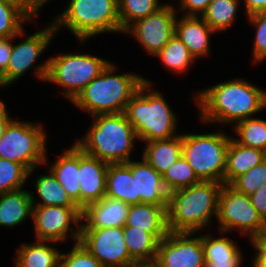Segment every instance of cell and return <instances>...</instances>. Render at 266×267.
Instances as JSON below:
<instances>
[{
  "label": "cell",
  "instance_id": "60d3db41",
  "mask_svg": "<svg viewBox=\"0 0 266 267\" xmlns=\"http://www.w3.org/2000/svg\"><path fill=\"white\" fill-rule=\"evenodd\" d=\"M24 29L15 37L0 38V75L7 69L13 47V40L18 36L24 38ZM15 38V39H14ZM0 88L1 82H0Z\"/></svg>",
  "mask_w": 266,
  "mask_h": 267
},
{
  "label": "cell",
  "instance_id": "f546056e",
  "mask_svg": "<svg viewBox=\"0 0 266 267\" xmlns=\"http://www.w3.org/2000/svg\"><path fill=\"white\" fill-rule=\"evenodd\" d=\"M154 57L161 59L168 70H173L178 74L185 73L191 67L190 65H193V62L196 61L188 48L175 34Z\"/></svg>",
  "mask_w": 266,
  "mask_h": 267
},
{
  "label": "cell",
  "instance_id": "ab89813d",
  "mask_svg": "<svg viewBox=\"0 0 266 267\" xmlns=\"http://www.w3.org/2000/svg\"><path fill=\"white\" fill-rule=\"evenodd\" d=\"M212 0H178L177 13L182 11L184 16H202Z\"/></svg>",
  "mask_w": 266,
  "mask_h": 267
},
{
  "label": "cell",
  "instance_id": "d4e9b609",
  "mask_svg": "<svg viewBox=\"0 0 266 267\" xmlns=\"http://www.w3.org/2000/svg\"><path fill=\"white\" fill-rule=\"evenodd\" d=\"M142 157L161 175L182 156V135L146 142Z\"/></svg>",
  "mask_w": 266,
  "mask_h": 267
},
{
  "label": "cell",
  "instance_id": "c3c4849f",
  "mask_svg": "<svg viewBox=\"0 0 266 267\" xmlns=\"http://www.w3.org/2000/svg\"><path fill=\"white\" fill-rule=\"evenodd\" d=\"M256 240L266 249V228L261 232Z\"/></svg>",
  "mask_w": 266,
  "mask_h": 267
},
{
  "label": "cell",
  "instance_id": "e575fe53",
  "mask_svg": "<svg viewBox=\"0 0 266 267\" xmlns=\"http://www.w3.org/2000/svg\"><path fill=\"white\" fill-rule=\"evenodd\" d=\"M29 171L20 163L0 158V194L22 189Z\"/></svg>",
  "mask_w": 266,
  "mask_h": 267
},
{
  "label": "cell",
  "instance_id": "4316f807",
  "mask_svg": "<svg viewBox=\"0 0 266 267\" xmlns=\"http://www.w3.org/2000/svg\"><path fill=\"white\" fill-rule=\"evenodd\" d=\"M123 234L129 255L136 263L155 262L160 241L153 234L132 226H124Z\"/></svg>",
  "mask_w": 266,
  "mask_h": 267
},
{
  "label": "cell",
  "instance_id": "8d00e7d4",
  "mask_svg": "<svg viewBox=\"0 0 266 267\" xmlns=\"http://www.w3.org/2000/svg\"><path fill=\"white\" fill-rule=\"evenodd\" d=\"M266 182V159L237 177L230 186L237 192L251 195Z\"/></svg>",
  "mask_w": 266,
  "mask_h": 267
},
{
  "label": "cell",
  "instance_id": "277c9868",
  "mask_svg": "<svg viewBox=\"0 0 266 267\" xmlns=\"http://www.w3.org/2000/svg\"><path fill=\"white\" fill-rule=\"evenodd\" d=\"M151 88V81L144 78V82L131 97L124 111L138 140L144 141V144L179 135L176 134L178 119L175 112L162 93Z\"/></svg>",
  "mask_w": 266,
  "mask_h": 267
},
{
  "label": "cell",
  "instance_id": "2e32d148",
  "mask_svg": "<svg viewBox=\"0 0 266 267\" xmlns=\"http://www.w3.org/2000/svg\"><path fill=\"white\" fill-rule=\"evenodd\" d=\"M109 163L83 152L79 148L80 209L100 201L106 194Z\"/></svg>",
  "mask_w": 266,
  "mask_h": 267
},
{
  "label": "cell",
  "instance_id": "5bb4252c",
  "mask_svg": "<svg viewBox=\"0 0 266 267\" xmlns=\"http://www.w3.org/2000/svg\"><path fill=\"white\" fill-rule=\"evenodd\" d=\"M195 232H172L158 245L155 263L159 267H205L201 235Z\"/></svg>",
  "mask_w": 266,
  "mask_h": 267
},
{
  "label": "cell",
  "instance_id": "e0dca14e",
  "mask_svg": "<svg viewBox=\"0 0 266 267\" xmlns=\"http://www.w3.org/2000/svg\"><path fill=\"white\" fill-rule=\"evenodd\" d=\"M130 204L119 199L103 197L100 201L87 204L81 210V229L124 227Z\"/></svg>",
  "mask_w": 266,
  "mask_h": 267
},
{
  "label": "cell",
  "instance_id": "8fae6325",
  "mask_svg": "<svg viewBox=\"0 0 266 267\" xmlns=\"http://www.w3.org/2000/svg\"><path fill=\"white\" fill-rule=\"evenodd\" d=\"M32 222L38 241L58 243L70 236L75 243L79 242L81 209L78 206H33Z\"/></svg>",
  "mask_w": 266,
  "mask_h": 267
},
{
  "label": "cell",
  "instance_id": "ac0fdd59",
  "mask_svg": "<svg viewBox=\"0 0 266 267\" xmlns=\"http://www.w3.org/2000/svg\"><path fill=\"white\" fill-rule=\"evenodd\" d=\"M141 159V161L131 160V173L133 179L136 180L140 203L168 206L169 192L163 184L162 175L143 157Z\"/></svg>",
  "mask_w": 266,
  "mask_h": 267
},
{
  "label": "cell",
  "instance_id": "ffe728a7",
  "mask_svg": "<svg viewBox=\"0 0 266 267\" xmlns=\"http://www.w3.org/2000/svg\"><path fill=\"white\" fill-rule=\"evenodd\" d=\"M125 226L143 229L153 234L159 241L168 233L167 206L140 203L130 205Z\"/></svg>",
  "mask_w": 266,
  "mask_h": 267
},
{
  "label": "cell",
  "instance_id": "7402d4cb",
  "mask_svg": "<svg viewBox=\"0 0 266 267\" xmlns=\"http://www.w3.org/2000/svg\"><path fill=\"white\" fill-rule=\"evenodd\" d=\"M106 197L119 199L127 204H140L136 180L131 173V160L127 163H110L107 170Z\"/></svg>",
  "mask_w": 266,
  "mask_h": 267
},
{
  "label": "cell",
  "instance_id": "1f68e13d",
  "mask_svg": "<svg viewBox=\"0 0 266 267\" xmlns=\"http://www.w3.org/2000/svg\"><path fill=\"white\" fill-rule=\"evenodd\" d=\"M162 179L169 193L200 182L192 166L183 156L164 172Z\"/></svg>",
  "mask_w": 266,
  "mask_h": 267
},
{
  "label": "cell",
  "instance_id": "d590c367",
  "mask_svg": "<svg viewBox=\"0 0 266 267\" xmlns=\"http://www.w3.org/2000/svg\"><path fill=\"white\" fill-rule=\"evenodd\" d=\"M201 241L205 259L234 258L241 251L235 241L227 236L223 237L222 234L219 238L203 234Z\"/></svg>",
  "mask_w": 266,
  "mask_h": 267
},
{
  "label": "cell",
  "instance_id": "4dcf8cb0",
  "mask_svg": "<svg viewBox=\"0 0 266 267\" xmlns=\"http://www.w3.org/2000/svg\"><path fill=\"white\" fill-rule=\"evenodd\" d=\"M234 133L239 136L234 138L240 145L257 148L266 152V120L249 117L237 122Z\"/></svg>",
  "mask_w": 266,
  "mask_h": 267
},
{
  "label": "cell",
  "instance_id": "3957f363",
  "mask_svg": "<svg viewBox=\"0 0 266 267\" xmlns=\"http://www.w3.org/2000/svg\"><path fill=\"white\" fill-rule=\"evenodd\" d=\"M86 135L74 143L85 153L107 163H127L138 140L124 112L93 116Z\"/></svg>",
  "mask_w": 266,
  "mask_h": 267
},
{
  "label": "cell",
  "instance_id": "8992f818",
  "mask_svg": "<svg viewBox=\"0 0 266 267\" xmlns=\"http://www.w3.org/2000/svg\"><path fill=\"white\" fill-rule=\"evenodd\" d=\"M110 61L90 54L70 53L51 56L34 67L36 77L62 87L71 103L107 67Z\"/></svg>",
  "mask_w": 266,
  "mask_h": 267
},
{
  "label": "cell",
  "instance_id": "52a82bcc",
  "mask_svg": "<svg viewBox=\"0 0 266 267\" xmlns=\"http://www.w3.org/2000/svg\"><path fill=\"white\" fill-rule=\"evenodd\" d=\"M66 9L52 21L56 33L67 27L79 43L100 33L121 29L118 0H70Z\"/></svg>",
  "mask_w": 266,
  "mask_h": 267
},
{
  "label": "cell",
  "instance_id": "4fadbf2b",
  "mask_svg": "<svg viewBox=\"0 0 266 267\" xmlns=\"http://www.w3.org/2000/svg\"><path fill=\"white\" fill-rule=\"evenodd\" d=\"M79 242L103 267H130L136 263L129 255L123 227L81 229Z\"/></svg>",
  "mask_w": 266,
  "mask_h": 267
},
{
  "label": "cell",
  "instance_id": "7a4b0ae2",
  "mask_svg": "<svg viewBox=\"0 0 266 267\" xmlns=\"http://www.w3.org/2000/svg\"><path fill=\"white\" fill-rule=\"evenodd\" d=\"M223 184L200 181L187 188L170 192L167 206V224L172 232L204 230L218 214L219 193Z\"/></svg>",
  "mask_w": 266,
  "mask_h": 267
},
{
  "label": "cell",
  "instance_id": "b9f144b4",
  "mask_svg": "<svg viewBox=\"0 0 266 267\" xmlns=\"http://www.w3.org/2000/svg\"><path fill=\"white\" fill-rule=\"evenodd\" d=\"M253 206L266 222V182L250 195Z\"/></svg>",
  "mask_w": 266,
  "mask_h": 267
},
{
  "label": "cell",
  "instance_id": "681fc988",
  "mask_svg": "<svg viewBox=\"0 0 266 267\" xmlns=\"http://www.w3.org/2000/svg\"><path fill=\"white\" fill-rule=\"evenodd\" d=\"M130 267H159L155 262L134 263Z\"/></svg>",
  "mask_w": 266,
  "mask_h": 267
},
{
  "label": "cell",
  "instance_id": "d6986e66",
  "mask_svg": "<svg viewBox=\"0 0 266 267\" xmlns=\"http://www.w3.org/2000/svg\"><path fill=\"white\" fill-rule=\"evenodd\" d=\"M214 33L201 16H176L175 35L196 60L210 54V36Z\"/></svg>",
  "mask_w": 266,
  "mask_h": 267
},
{
  "label": "cell",
  "instance_id": "836d02e7",
  "mask_svg": "<svg viewBox=\"0 0 266 267\" xmlns=\"http://www.w3.org/2000/svg\"><path fill=\"white\" fill-rule=\"evenodd\" d=\"M27 21L33 19L20 6L0 0V38L15 37Z\"/></svg>",
  "mask_w": 266,
  "mask_h": 267
},
{
  "label": "cell",
  "instance_id": "9c48e42d",
  "mask_svg": "<svg viewBox=\"0 0 266 267\" xmlns=\"http://www.w3.org/2000/svg\"><path fill=\"white\" fill-rule=\"evenodd\" d=\"M46 138L43 124L12 119L0 140V158L22 164L30 177L38 165L47 164Z\"/></svg>",
  "mask_w": 266,
  "mask_h": 267
},
{
  "label": "cell",
  "instance_id": "30bf717a",
  "mask_svg": "<svg viewBox=\"0 0 266 267\" xmlns=\"http://www.w3.org/2000/svg\"><path fill=\"white\" fill-rule=\"evenodd\" d=\"M217 220L218 233L224 235L236 228L241 236H249L250 241L266 228V222L253 206L250 196L237 192L228 184H223L219 193Z\"/></svg>",
  "mask_w": 266,
  "mask_h": 267
},
{
  "label": "cell",
  "instance_id": "ee69618b",
  "mask_svg": "<svg viewBox=\"0 0 266 267\" xmlns=\"http://www.w3.org/2000/svg\"><path fill=\"white\" fill-rule=\"evenodd\" d=\"M254 247L256 255L253 257L252 267H266V249L256 240L250 241Z\"/></svg>",
  "mask_w": 266,
  "mask_h": 267
},
{
  "label": "cell",
  "instance_id": "f6af8a7d",
  "mask_svg": "<svg viewBox=\"0 0 266 267\" xmlns=\"http://www.w3.org/2000/svg\"><path fill=\"white\" fill-rule=\"evenodd\" d=\"M247 17L256 13L266 12V0H244Z\"/></svg>",
  "mask_w": 266,
  "mask_h": 267
},
{
  "label": "cell",
  "instance_id": "484cf974",
  "mask_svg": "<svg viewBox=\"0 0 266 267\" xmlns=\"http://www.w3.org/2000/svg\"><path fill=\"white\" fill-rule=\"evenodd\" d=\"M51 241L36 240L30 244H22L15 255V267H59L61 253L49 244Z\"/></svg>",
  "mask_w": 266,
  "mask_h": 267
},
{
  "label": "cell",
  "instance_id": "603a6c76",
  "mask_svg": "<svg viewBox=\"0 0 266 267\" xmlns=\"http://www.w3.org/2000/svg\"><path fill=\"white\" fill-rule=\"evenodd\" d=\"M265 159L266 152L263 150L240 145L234 138H231L227 150L224 184L230 185L237 177Z\"/></svg>",
  "mask_w": 266,
  "mask_h": 267
},
{
  "label": "cell",
  "instance_id": "f907efd6",
  "mask_svg": "<svg viewBox=\"0 0 266 267\" xmlns=\"http://www.w3.org/2000/svg\"><path fill=\"white\" fill-rule=\"evenodd\" d=\"M33 1V4L39 9L41 10L40 8H42V6L46 3H48V1L50 0H32Z\"/></svg>",
  "mask_w": 266,
  "mask_h": 267
},
{
  "label": "cell",
  "instance_id": "f35d334b",
  "mask_svg": "<svg viewBox=\"0 0 266 267\" xmlns=\"http://www.w3.org/2000/svg\"><path fill=\"white\" fill-rule=\"evenodd\" d=\"M250 24L255 27L252 61L254 64L261 63L266 59V12H260L248 16Z\"/></svg>",
  "mask_w": 266,
  "mask_h": 267
},
{
  "label": "cell",
  "instance_id": "cb8c5ba5",
  "mask_svg": "<svg viewBox=\"0 0 266 267\" xmlns=\"http://www.w3.org/2000/svg\"><path fill=\"white\" fill-rule=\"evenodd\" d=\"M33 215L30 191L19 189L0 194V226L13 228Z\"/></svg>",
  "mask_w": 266,
  "mask_h": 267
},
{
  "label": "cell",
  "instance_id": "6da1fadb",
  "mask_svg": "<svg viewBox=\"0 0 266 267\" xmlns=\"http://www.w3.org/2000/svg\"><path fill=\"white\" fill-rule=\"evenodd\" d=\"M202 123L235 125L266 108V91L241 78L204 88L194 95Z\"/></svg>",
  "mask_w": 266,
  "mask_h": 267
},
{
  "label": "cell",
  "instance_id": "7dc6e473",
  "mask_svg": "<svg viewBox=\"0 0 266 267\" xmlns=\"http://www.w3.org/2000/svg\"><path fill=\"white\" fill-rule=\"evenodd\" d=\"M6 106L5 102L0 100V131H5L8 123L12 120V117L8 114V110H6Z\"/></svg>",
  "mask_w": 266,
  "mask_h": 267
},
{
  "label": "cell",
  "instance_id": "bcb514c9",
  "mask_svg": "<svg viewBox=\"0 0 266 267\" xmlns=\"http://www.w3.org/2000/svg\"><path fill=\"white\" fill-rule=\"evenodd\" d=\"M5 2L20 6L33 20L38 16L39 9L32 0H3Z\"/></svg>",
  "mask_w": 266,
  "mask_h": 267
},
{
  "label": "cell",
  "instance_id": "816d5d0a",
  "mask_svg": "<svg viewBox=\"0 0 266 267\" xmlns=\"http://www.w3.org/2000/svg\"><path fill=\"white\" fill-rule=\"evenodd\" d=\"M4 132L5 131H0V140H1L2 136L4 135Z\"/></svg>",
  "mask_w": 266,
  "mask_h": 267
},
{
  "label": "cell",
  "instance_id": "44dd1931",
  "mask_svg": "<svg viewBox=\"0 0 266 267\" xmlns=\"http://www.w3.org/2000/svg\"><path fill=\"white\" fill-rule=\"evenodd\" d=\"M48 168L71 200L80 208L79 147L73 143Z\"/></svg>",
  "mask_w": 266,
  "mask_h": 267
},
{
  "label": "cell",
  "instance_id": "7c38bea8",
  "mask_svg": "<svg viewBox=\"0 0 266 267\" xmlns=\"http://www.w3.org/2000/svg\"><path fill=\"white\" fill-rule=\"evenodd\" d=\"M176 16H179L175 5L164 3L154 13L130 24L124 34L131 35L140 43L144 51L155 56L175 34Z\"/></svg>",
  "mask_w": 266,
  "mask_h": 267
},
{
  "label": "cell",
  "instance_id": "5b68a950",
  "mask_svg": "<svg viewBox=\"0 0 266 267\" xmlns=\"http://www.w3.org/2000/svg\"><path fill=\"white\" fill-rule=\"evenodd\" d=\"M117 68L110 62L72 102L91 116L115 114L125 111L127 103L144 82V77L127 72L115 74Z\"/></svg>",
  "mask_w": 266,
  "mask_h": 267
},
{
  "label": "cell",
  "instance_id": "83f0119b",
  "mask_svg": "<svg viewBox=\"0 0 266 267\" xmlns=\"http://www.w3.org/2000/svg\"><path fill=\"white\" fill-rule=\"evenodd\" d=\"M47 175H40L35 180V190L40 197L38 203L34 197V193H31L33 206H77L67 192L63 189L53 173L48 170Z\"/></svg>",
  "mask_w": 266,
  "mask_h": 267
},
{
  "label": "cell",
  "instance_id": "7bdbcfd3",
  "mask_svg": "<svg viewBox=\"0 0 266 267\" xmlns=\"http://www.w3.org/2000/svg\"><path fill=\"white\" fill-rule=\"evenodd\" d=\"M242 257L240 251L234 258L205 259V267H241Z\"/></svg>",
  "mask_w": 266,
  "mask_h": 267
},
{
  "label": "cell",
  "instance_id": "9a60e30c",
  "mask_svg": "<svg viewBox=\"0 0 266 267\" xmlns=\"http://www.w3.org/2000/svg\"><path fill=\"white\" fill-rule=\"evenodd\" d=\"M55 34L57 35L53 23H51L22 42L13 43L7 69L0 75L2 88L19 80L28 69L34 66L33 64L48 48Z\"/></svg>",
  "mask_w": 266,
  "mask_h": 267
},
{
  "label": "cell",
  "instance_id": "74e56055",
  "mask_svg": "<svg viewBox=\"0 0 266 267\" xmlns=\"http://www.w3.org/2000/svg\"><path fill=\"white\" fill-rule=\"evenodd\" d=\"M59 267H103V265L80 242H74L70 252L61 253Z\"/></svg>",
  "mask_w": 266,
  "mask_h": 267
},
{
  "label": "cell",
  "instance_id": "ba28073f",
  "mask_svg": "<svg viewBox=\"0 0 266 267\" xmlns=\"http://www.w3.org/2000/svg\"><path fill=\"white\" fill-rule=\"evenodd\" d=\"M223 131L182 134V156L200 181L224 184L228 145L231 136Z\"/></svg>",
  "mask_w": 266,
  "mask_h": 267
},
{
  "label": "cell",
  "instance_id": "d6a6232c",
  "mask_svg": "<svg viewBox=\"0 0 266 267\" xmlns=\"http://www.w3.org/2000/svg\"><path fill=\"white\" fill-rule=\"evenodd\" d=\"M159 0H118V13L121 29L124 31L138 19L154 13L163 4Z\"/></svg>",
  "mask_w": 266,
  "mask_h": 267
},
{
  "label": "cell",
  "instance_id": "f1b7e54d",
  "mask_svg": "<svg viewBox=\"0 0 266 267\" xmlns=\"http://www.w3.org/2000/svg\"><path fill=\"white\" fill-rule=\"evenodd\" d=\"M240 0H212L201 16L217 33L226 31L235 23Z\"/></svg>",
  "mask_w": 266,
  "mask_h": 267
}]
</instances>
